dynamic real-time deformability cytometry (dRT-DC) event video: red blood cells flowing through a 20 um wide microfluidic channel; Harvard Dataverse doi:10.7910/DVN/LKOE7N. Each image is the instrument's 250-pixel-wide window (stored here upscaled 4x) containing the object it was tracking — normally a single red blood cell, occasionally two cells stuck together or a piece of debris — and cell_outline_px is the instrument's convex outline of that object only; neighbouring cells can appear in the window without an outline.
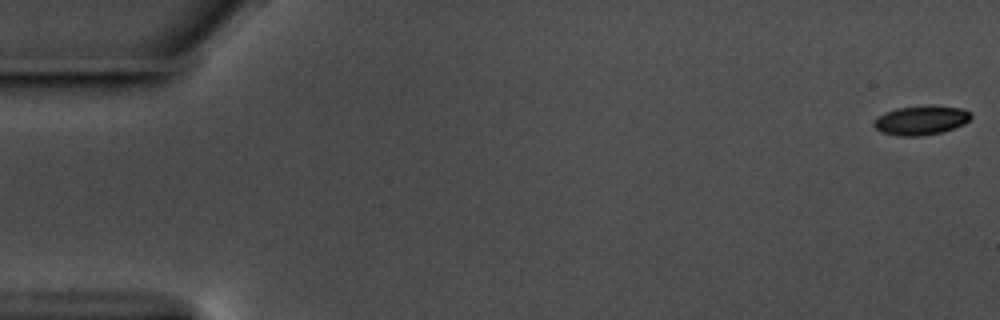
{"species": "common noctule bat (a hibernating species)", "species_latin": "Nyctalus noctula", "temperature_condition": "warm", "stored_images_in_passage": 58, "camera_frame_rate_fps": 3000, "um_per_image_px": 0.085, "animal": {"sex": "male", "body_mass_g": 17.5, "forearm_length_mm": 52.3}, "frame": {"image": 1, "passage_image": 1, "time_ms": 0.0, "image_size_px": [1000, 320], "cell_outline_px": [[972, 116], [964, 124], [944, 132], [920, 136], [896, 136], [880, 132], [872, 124], [884, 112], [896, 108], [964, 108], [972, 112]], "centroid_in_image_um": [78.28, 10.28], "position_along_channel_um": 6.7, "area_um2": 15.95}}
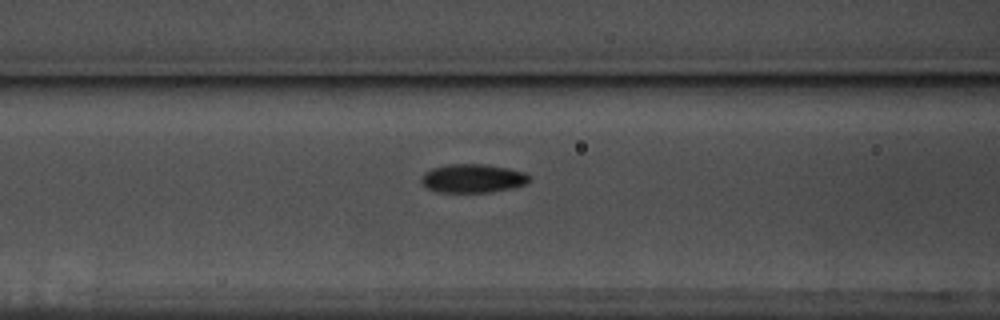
{"frame": {"image": 2, "passage_image": 24, "time_ms": 7.667, "image_size_px": [1000, 320], "cell_outline_px": [[532, 176], [524, 184], [512, 188], [492, 192], [436, 192], [428, 188], [420, 180], [424, 172], [432, 168], [448, 164], [484, 164], [508, 168], [524, 172]], "centroid_in_image_um": [40.18, 15.16], "position_along_channel_um": 126.4, "area_um2": 18.03}}
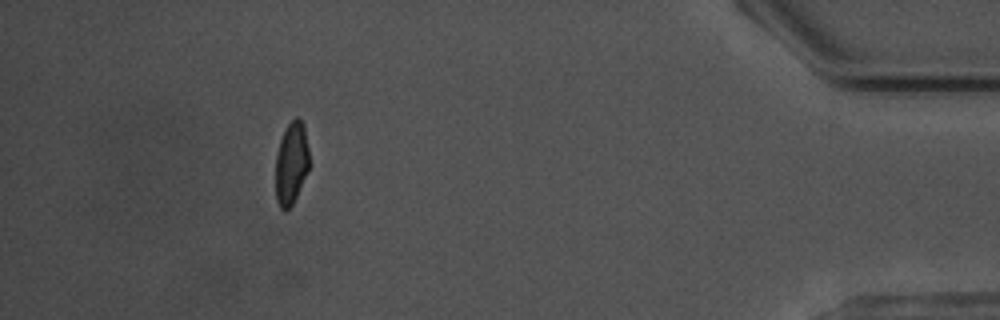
{"frame": {"image": 3, "passage_image": 53, "time_ms": 17.333, "image_size_px": [1000, 320], "cell_outline_px": [[308, 168], [296, 196], [292, 204], [284, 212], [280, 208], [276, 200], [276, 156], [280, 140], [288, 124], [296, 116], [304, 124], [308, 148]], "centroid_in_image_um": [24.75, 13.87], "position_along_channel_um": 410.5, "area_um2": 15.84}, "authors_computed_cell_mechanics": {"area_um2": 17.2822, "velocity_mm_per_s": 3.5489, "shape_relaxation_time_tau1_ms": 3.5606, "shape_relaxation_time_tau2_ms": 2.5201, "deformation_change_tau1": 0.1304, "deformation_change_tau2": 0.0713}}